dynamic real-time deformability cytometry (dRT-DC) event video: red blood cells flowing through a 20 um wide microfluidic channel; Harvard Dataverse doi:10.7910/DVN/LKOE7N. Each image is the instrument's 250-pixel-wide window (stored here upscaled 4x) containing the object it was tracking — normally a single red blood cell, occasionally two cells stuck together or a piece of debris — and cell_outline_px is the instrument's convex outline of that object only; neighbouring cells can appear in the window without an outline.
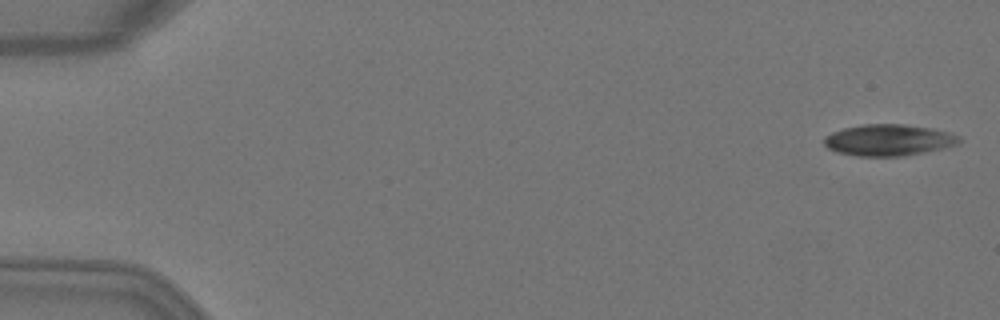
{"species": "Egyptian fruit bat (a non-hibernating species)", "species_latin": "Rousettus aegyptiacus", "temperature_condition": "warm", "stored_images_in_passage": 3, "camera_frame_rate_fps": 3000, "um_per_image_px": 0.085, "animal": {"sex": "female"}, "frame": {"image": 1, "passage_image": 1, "time_ms": 0.0, "image_size_px": [1000, 320], "cell_outline_px": [[960, 144], [944, 148], [904, 156], [856, 156], [836, 152], [828, 148], [824, 144], [824, 136], [832, 132], [844, 128], [864, 124], [904, 124], [932, 128], [952, 132], [960, 136]], "centroid_in_image_um": [75.56, 11.9], "position_along_channel_um": 9.4, "area_um2": 24.97}}